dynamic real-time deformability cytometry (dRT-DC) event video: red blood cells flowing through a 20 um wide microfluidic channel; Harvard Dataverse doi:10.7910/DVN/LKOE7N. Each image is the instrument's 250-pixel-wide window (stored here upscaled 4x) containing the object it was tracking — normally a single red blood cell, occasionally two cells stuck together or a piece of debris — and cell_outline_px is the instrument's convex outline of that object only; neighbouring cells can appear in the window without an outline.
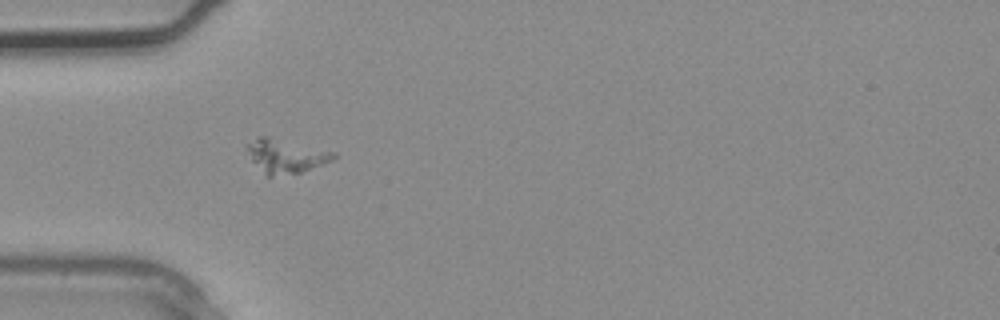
{"species": "common noctule bat (a hibernating species)", "species_latin": "Nyctalus noctula", "temperature_condition": "warm", "stored_images_in_passage": 2, "camera_frame_rate_fps": 3000, "um_per_image_px": 0.085, "animal": {"sex": "male", "body_mass_g": 20.4}, "frame": {"image": 1, "passage_image": 2, "time_ms": 0.333, "image_size_px": [1000, 320], "cell_outline_px": [[336, 156], [332, 160], [324, 164], [300, 172], [272, 176], [268, 176], [252, 160], [248, 148], [248, 144], [256, 136], [268, 136], [336, 152]], "centroid_in_image_um": [24.33, 13.24], "position_along_channel_um": 60.7, "area_um2": 16.59}}